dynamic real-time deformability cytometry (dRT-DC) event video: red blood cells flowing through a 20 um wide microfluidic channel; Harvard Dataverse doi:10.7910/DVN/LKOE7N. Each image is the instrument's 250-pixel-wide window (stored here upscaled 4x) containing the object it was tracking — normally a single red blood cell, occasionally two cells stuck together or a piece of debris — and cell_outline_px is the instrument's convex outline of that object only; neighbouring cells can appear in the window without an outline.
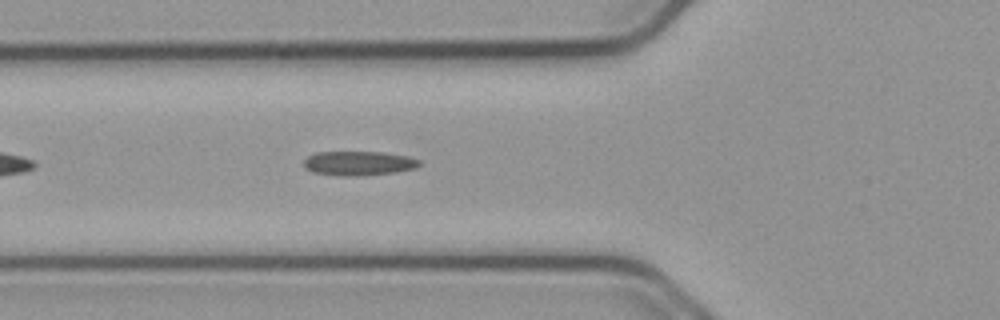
{"species": "common noctule bat (a hibernating species)", "species_latin": "Nyctalus noctula", "temperature_condition": "cold", "stored_images_in_passage": 39, "camera_frame_rate_fps": 3000, "um_per_image_px": 0.085, "animal": {"sex": "male", "body_mass_g": 23.1, "forearm_length_mm": 52.7}, "frame": {"image": 1, "passage_image": 7, "time_ms": 2.0, "image_size_px": [1000, 320], "cell_outline_px": [[420, 164], [416, 168], [396, 172], [356, 176], [340, 176], [312, 172], [304, 168], [304, 160], [308, 156], [316, 152], [384, 152], [408, 156], [420, 160]], "centroid_in_image_um": [30.48, 13.88], "position_along_channel_um": 95.3, "area_um2": 16.47}}
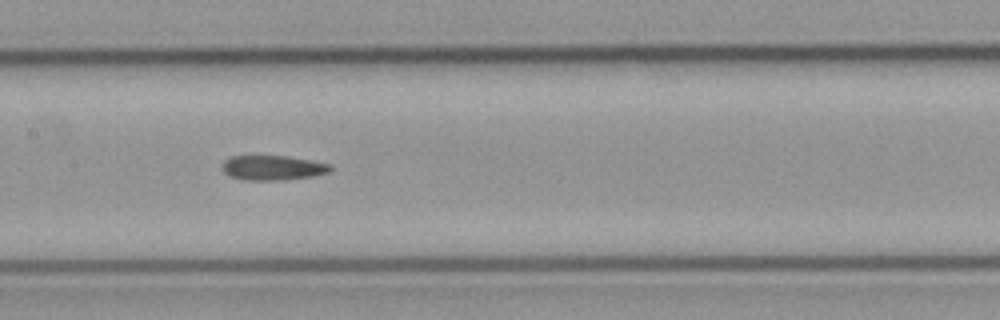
{"frame": {"image": 2, "passage_image": 14, "time_ms": 4.333, "image_size_px": [1000, 320], "cell_outline_px": [[332, 172], [316, 176], [284, 180], [244, 180], [228, 176], [220, 168], [224, 160], [232, 156], [284, 156], [312, 160], [332, 164]], "centroid_in_image_um": [23.21, 14.27], "position_along_channel_um": 184.2, "area_um2": 15.95}}
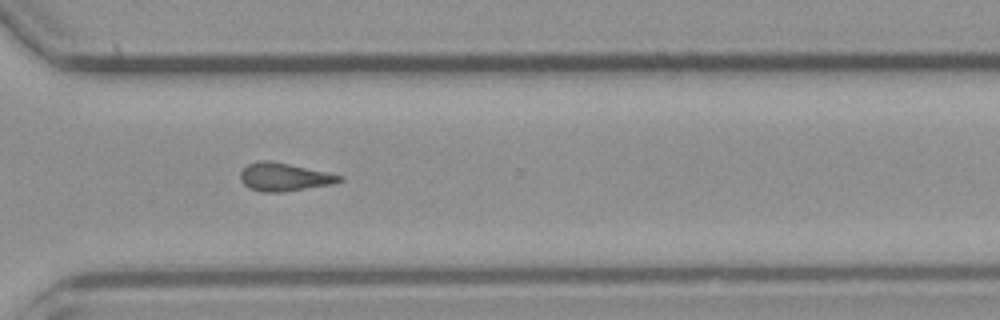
{"frame": {"image": 3, "passage_image": 27, "time_ms": 8.667, "image_size_px": [1000, 320], "cell_outline_px": [[344, 180], [332, 184], [284, 192], [260, 192], [248, 188], [240, 180], [240, 172], [248, 164], [260, 160], [268, 160], [288, 164], [344, 176]], "centroid_in_image_um": [24.13, 15.06], "position_along_channel_um": 346.5, "area_um2": 16.18}}